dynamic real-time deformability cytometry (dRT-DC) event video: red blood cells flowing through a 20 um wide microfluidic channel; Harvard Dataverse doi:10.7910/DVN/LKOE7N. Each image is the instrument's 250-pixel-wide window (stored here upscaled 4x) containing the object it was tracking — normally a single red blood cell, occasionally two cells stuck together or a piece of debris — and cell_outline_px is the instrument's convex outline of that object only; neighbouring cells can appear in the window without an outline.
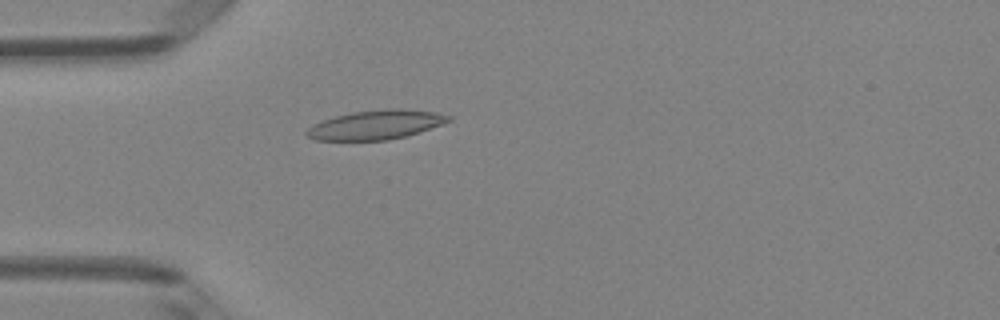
{"species": "Egyptian fruit bat (a non-hibernating species)", "species_latin": "Rousettus aegyptiacus", "temperature_condition": "room temperature", "stored_images_in_passage": 2, "camera_frame_rate_fps": 3000, "um_per_image_px": 0.085, "animal": {"sex": "female"}, "frame": {"image": 1, "passage_image": 2, "time_ms": 1.333, "image_size_px": [1000, 320], "cell_outline_px": [[452, 120], [404, 136], [388, 140], [316, 140], [308, 136], [304, 132], [312, 124], [336, 116], [352, 112], [388, 108], [400, 108], [436, 112], [452, 116]], "centroid_in_image_um": [31.93, 10.59], "position_along_channel_um": 53.1, "area_um2": 23.87}}